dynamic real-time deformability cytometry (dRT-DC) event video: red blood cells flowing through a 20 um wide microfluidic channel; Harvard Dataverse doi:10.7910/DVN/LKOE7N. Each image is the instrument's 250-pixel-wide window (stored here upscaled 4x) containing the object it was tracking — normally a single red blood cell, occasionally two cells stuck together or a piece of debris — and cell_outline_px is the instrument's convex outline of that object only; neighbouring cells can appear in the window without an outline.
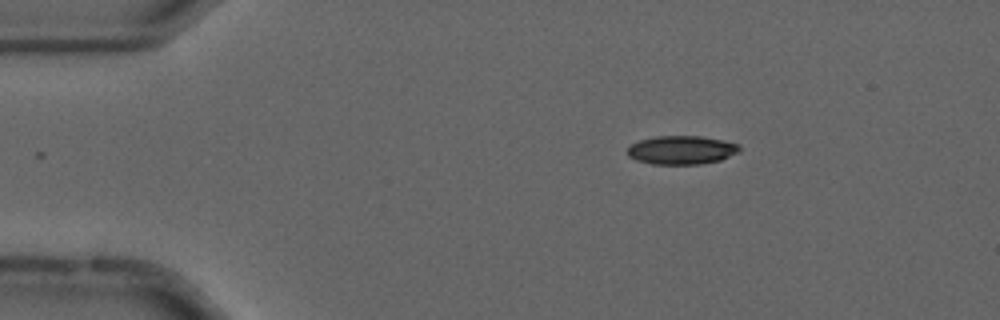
{"species": "common noctule bat (a hibernating species)", "species_latin": "Nyctalus noctula", "temperature_condition": "cold", "stored_images_in_passage": 47, "camera_frame_rate_fps": 3000, "um_per_image_px": 0.085, "animal": {"sex": "male", "forearm_length_mm": 52.5}, "frame": {"image": 1, "passage_image": 1, "time_ms": 0.0, "image_size_px": [1000, 320], "cell_outline_px": [[740, 152], [720, 160], [700, 164], [652, 164], [636, 160], [628, 156], [628, 148], [632, 144], [640, 140], [656, 136], [700, 136], [724, 140], [736, 144], [740, 148]], "centroid_in_image_um": [57.93, 12.75], "position_along_channel_um": 27.1, "area_um2": 18.61}}
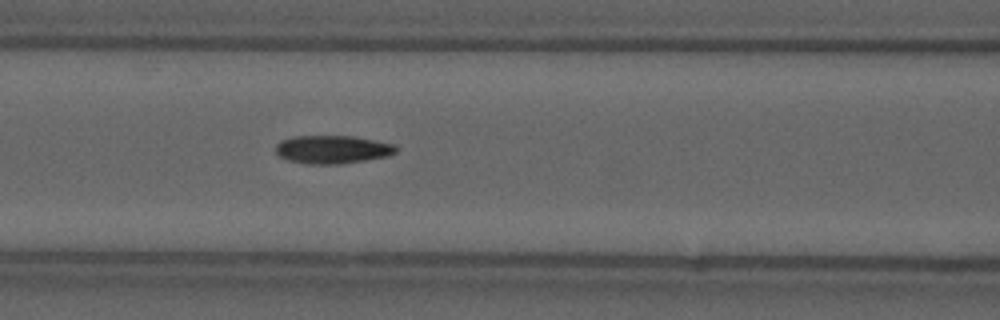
{"frame": {"image": 2, "passage_image": 15, "time_ms": 4.667, "image_size_px": [1000, 320], "cell_outline_px": [[400, 148], [396, 152], [388, 156], [340, 164], [308, 164], [288, 160], [280, 156], [276, 152], [276, 144], [280, 140], [292, 136], [356, 136], [396, 144]], "centroid_in_image_um": [28.29, 12.69], "position_along_channel_um": 138.3, "area_um2": 20.0}}
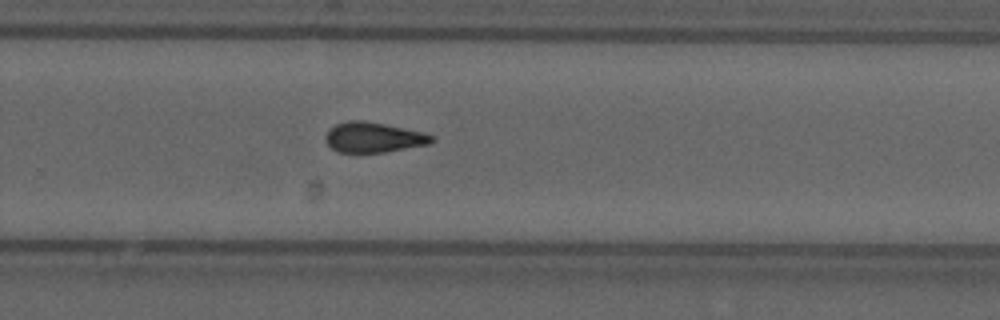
{"frame": {"image": 3, "passage_image": 28, "time_ms": 9.0, "image_size_px": [1000, 320], "cell_outline_px": [[436, 140], [428, 144], [384, 152], [336, 152], [328, 144], [324, 136], [328, 128], [336, 124], [348, 120], [364, 120], [424, 132], [432, 136]], "centroid_in_image_um": [31.71, 11.66], "position_along_channel_um": 298.1, "area_um2": 18.67}, "authors_computed_cell_mechanics": {"area_um2": 18.9006, "velocity_mm_per_s": 3.7056, "shape_relaxation_time_tau1_ms": 10.3241, "shape_relaxation_time_tau2_ms": 4.3321, "deformation_change_tau1": 0.2235, "deformation_change_tau2": 0.1206}}